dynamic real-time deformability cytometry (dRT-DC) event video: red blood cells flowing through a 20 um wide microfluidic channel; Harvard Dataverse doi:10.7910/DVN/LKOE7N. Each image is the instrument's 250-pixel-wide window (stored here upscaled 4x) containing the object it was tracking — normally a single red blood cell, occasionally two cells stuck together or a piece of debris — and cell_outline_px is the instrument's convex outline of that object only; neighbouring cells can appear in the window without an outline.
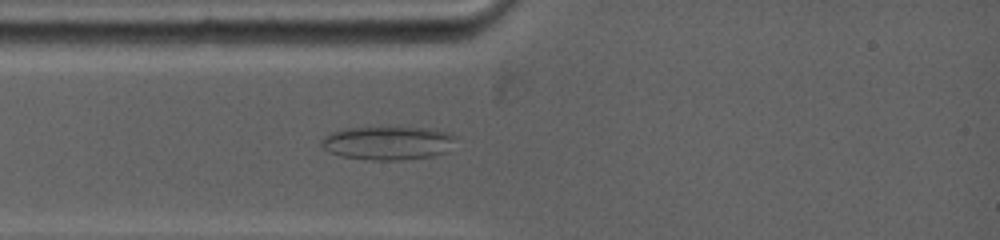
{"species": "common noctule bat (a hibernating species)", "species_latin": "Nyctalus noctula", "temperature_condition": "warm", "stored_images_in_passage": 38, "camera_frame_rate_fps": 5000, "um_per_image_px": 0.085, "animal": {"sex": "female", "body_mass_g": 19.0, "forearm_length_mm": 53.3}, "frame": {"image": 1, "passage_image": 19, "time_ms": 2.2, "image_size_px": [1000, 240], "cell_outline_px": [[456, 136], [448, 152], [432, 156], [400, 160], [372, 160], [340, 156], [328, 152], [320, 144], [320, 140], [328, 132], [348, 128], [432, 128], [448, 132]], "centroid_in_image_um": [32.94, 12.16], "position_along_channel_um": 52.1, "area_um2": 26.36}}
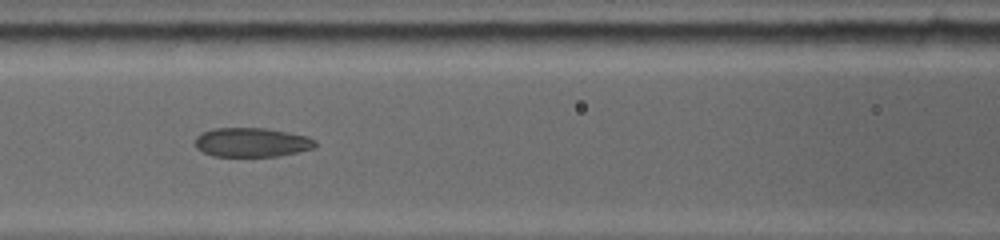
{"frame": {"image": 2, "passage_image": 29, "time_ms": 4.6, "image_size_px": [1000, 240], "cell_outline_px": [[316, 148], [280, 156], [212, 156], [196, 148], [196, 136], [200, 132], [212, 128], [268, 128], [308, 136], [316, 140]], "centroid_in_image_um": [21.42, 12.09], "position_along_channel_um": 145.2, "area_um2": 20.69}}
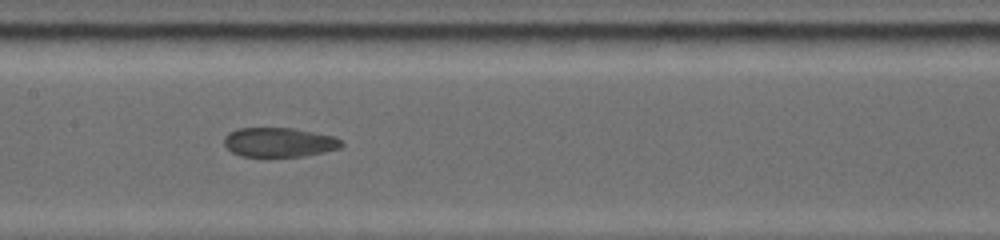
{"frame": {"image": 3, "passage_image": 37, "time_ms": 5.6, "image_size_px": [1000, 240], "cell_outline_px": [[344, 144], [340, 148], [324, 152], [304, 156], [240, 156], [232, 152], [224, 144], [224, 136], [228, 132], [236, 128], [292, 128], [336, 136]], "centroid_in_image_um": [23.72, 12.08], "position_along_channel_um": 183.7, "area_um2": 20.17}}